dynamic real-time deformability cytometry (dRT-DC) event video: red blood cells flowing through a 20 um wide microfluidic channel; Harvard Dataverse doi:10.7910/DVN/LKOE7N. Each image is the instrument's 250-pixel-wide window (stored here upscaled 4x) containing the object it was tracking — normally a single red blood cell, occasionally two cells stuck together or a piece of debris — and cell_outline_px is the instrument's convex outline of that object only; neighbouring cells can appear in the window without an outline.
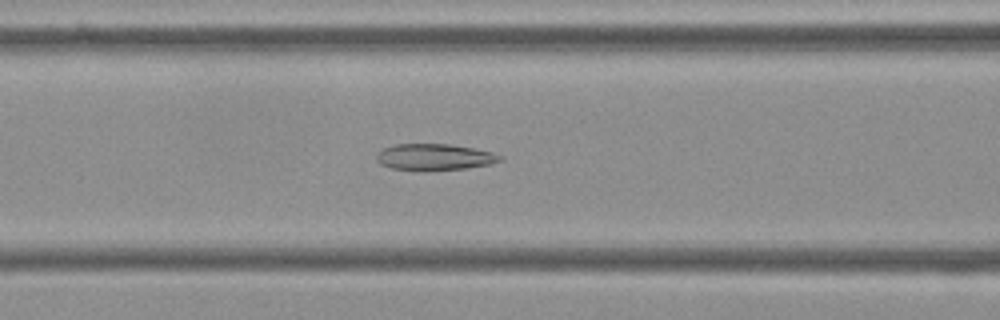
{"species": "Egyptian fruit bat (a non-hibernating species)", "species_latin": "Rousettus aegyptiacus", "temperature_condition": "cold", "stored_images_in_passage": 49, "camera_frame_rate_fps": 3000, "um_per_image_px": 0.085, "frame": {"image": 1, "passage_image": 16, "time_ms": 5.0, "image_size_px": [1000, 320], "cell_outline_px": [[504, 160], [488, 164], [468, 168], [420, 172], [392, 168], [380, 164], [376, 160], [376, 152], [384, 148], [396, 144], [448, 144], [472, 148], [492, 152], [504, 156]], "centroid_in_image_um": [36.91, 13.37], "position_along_channel_um": 129.7, "area_um2": 19.36}}
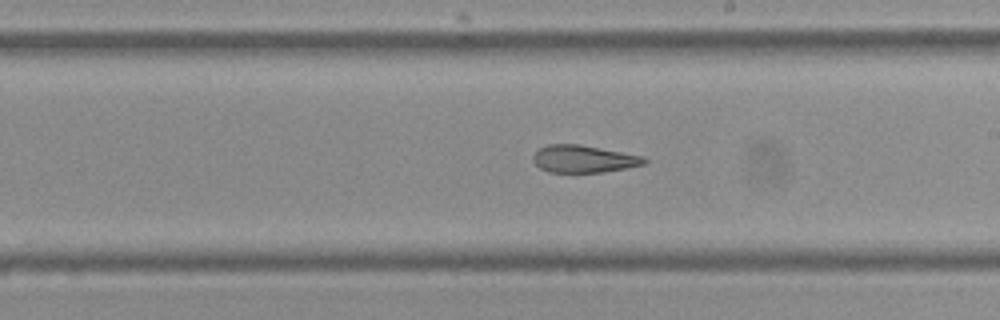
{"frame": {"image": 2, "passage_image": 25, "time_ms": 8.0, "image_size_px": [1000, 320], "cell_outline_px": [[648, 160], [644, 164], [628, 168], [600, 172], [548, 172], [540, 168], [532, 160], [532, 156], [540, 148], [548, 144], [580, 144], [644, 156]], "centroid_in_image_um": [49.61, 13.5], "position_along_channel_um": 239.4, "area_um2": 17.74}}
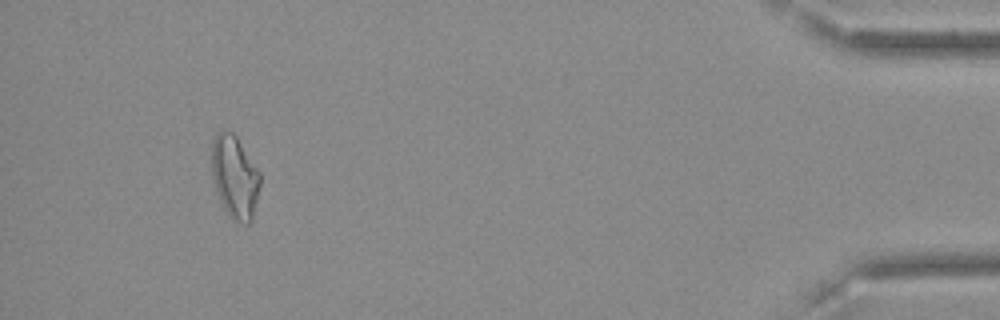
{"frame": {"image": 3, "passage_image": 45, "time_ms": 14.667, "image_size_px": [1000, 320], "cell_outline_px": [[260, 184], [252, 220], [248, 224], [244, 224], [232, 220], [228, 216], [224, 208], [216, 188], [212, 176], [212, 140], [216, 132], [224, 128], [232, 132], [236, 136], [260, 172]], "centroid_in_image_um": [19.95, 15.02], "position_along_channel_um": 415.2, "area_um2": 23.41}, "authors_computed_cell_mechanics": {"area_um2": 19.5364, "velocity_mm_per_s": 3.6543, "shape_relaxation_time_tau1_ms": null, "shape_relaxation_time_tau2_ms": 4.145, "deformation_change_tau1": null, "deformation_change_tau2": 0.1121}}